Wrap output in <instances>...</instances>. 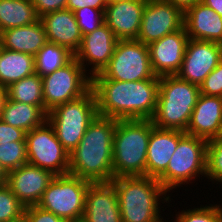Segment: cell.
<instances>
[{"label": "cell", "instance_id": "obj_1", "mask_svg": "<svg viewBox=\"0 0 222 222\" xmlns=\"http://www.w3.org/2000/svg\"><path fill=\"white\" fill-rule=\"evenodd\" d=\"M98 115L115 120L151 119L154 115L159 76L139 81L91 79Z\"/></svg>", "mask_w": 222, "mask_h": 222}, {"label": "cell", "instance_id": "obj_2", "mask_svg": "<svg viewBox=\"0 0 222 222\" xmlns=\"http://www.w3.org/2000/svg\"><path fill=\"white\" fill-rule=\"evenodd\" d=\"M116 121L97 115L89 124L78 146L70 152V175L91 183L111 182Z\"/></svg>", "mask_w": 222, "mask_h": 222}, {"label": "cell", "instance_id": "obj_3", "mask_svg": "<svg viewBox=\"0 0 222 222\" xmlns=\"http://www.w3.org/2000/svg\"><path fill=\"white\" fill-rule=\"evenodd\" d=\"M111 182L116 189L122 222H158L163 220V217L160 216L159 200L163 197L161 201L167 203L170 196L167 195V191L156 178L147 176L117 177L113 178Z\"/></svg>", "mask_w": 222, "mask_h": 222}, {"label": "cell", "instance_id": "obj_4", "mask_svg": "<svg viewBox=\"0 0 222 222\" xmlns=\"http://www.w3.org/2000/svg\"><path fill=\"white\" fill-rule=\"evenodd\" d=\"M151 119L117 120L113 137V178L146 176Z\"/></svg>", "mask_w": 222, "mask_h": 222}, {"label": "cell", "instance_id": "obj_5", "mask_svg": "<svg viewBox=\"0 0 222 222\" xmlns=\"http://www.w3.org/2000/svg\"><path fill=\"white\" fill-rule=\"evenodd\" d=\"M200 87L175 75L159 77L157 105L151 121L162 129L186 132Z\"/></svg>", "mask_w": 222, "mask_h": 222}, {"label": "cell", "instance_id": "obj_6", "mask_svg": "<svg viewBox=\"0 0 222 222\" xmlns=\"http://www.w3.org/2000/svg\"><path fill=\"white\" fill-rule=\"evenodd\" d=\"M97 115L95 94L90 89L82 97L56 106L47 113V120L54 128L60 143L70 153L78 146L89 124Z\"/></svg>", "mask_w": 222, "mask_h": 222}, {"label": "cell", "instance_id": "obj_7", "mask_svg": "<svg viewBox=\"0 0 222 222\" xmlns=\"http://www.w3.org/2000/svg\"><path fill=\"white\" fill-rule=\"evenodd\" d=\"M207 140L186 134L179 142L167 169L157 178L167 192L206 175Z\"/></svg>", "mask_w": 222, "mask_h": 222}, {"label": "cell", "instance_id": "obj_8", "mask_svg": "<svg viewBox=\"0 0 222 222\" xmlns=\"http://www.w3.org/2000/svg\"><path fill=\"white\" fill-rule=\"evenodd\" d=\"M90 183L70 174L57 175L37 205L60 218L81 222Z\"/></svg>", "mask_w": 222, "mask_h": 222}, {"label": "cell", "instance_id": "obj_9", "mask_svg": "<svg viewBox=\"0 0 222 222\" xmlns=\"http://www.w3.org/2000/svg\"><path fill=\"white\" fill-rule=\"evenodd\" d=\"M155 76L146 44L138 40H118L108 65L91 79L139 81Z\"/></svg>", "mask_w": 222, "mask_h": 222}, {"label": "cell", "instance_id": "obj_10", "mask_svg": "<svg viewBox=\"0 0 222 222\" xmlns=\"http://www.w3.org/2000/svg\"><path fill=\"white\" fill-rule=\"evenodd\" d=\"M41 78L46 114L58 105L82 97L91 89L90 75H86L75 58Z\"/></svg>", "mask_w": 222, "mask_h": 222}, {"label": "cell", "instance_id": "obj_11", "mask_svg": "<svg viewBox=\"0 0 222 222\" xmlns=\"http://www.w3.org/2000/svg\"><path fill=\"white\" fill-rule=\"evenodd\" d=\"M26 149L29 164L55 176L69 174L70 153L60 143L48 120L26 133Z\"/></svg>", "mask_w": 222, "mask_h": 222}, {"label": "cell", "instance_id": "obj_12", "mask_svg": "<svg viewBox=\"0 0 222 222\" xmlns=\"http://www.w3.org/2000/svg\"><path fill=\"white\" fill-rule=\"evenodd\" d=\"M184 26V13L165 0H147L137 40L146 45Z\"/></svg>", "mask_w": 222, "mask_h": 222}, {"label": "cell", "instance_id": "obj_13", "mask_svg": "<svg viewBox=\"0 0 222 222\" xmlns=\"http://www.w3.org/2000/svg\"><path fill=\"white\" fill-rule=\"evenodd\" d=\"M222 60V44L189 39L178 77L200 86Z\"/></svg>", "mask_w": 222, "mask_h": 222}, {"label": "cell", "instance_id": "obj_14", "mask_svg": "<svg viewBox=\"0 0 222 222\" xmlns=\"http://www.w3.org/2000/svg\"><path fill=\"white\" fill-rule=\"evenodd\" d=\"M188 41L189 37L183 26L180 30L148 44L153 73L159 77L175 75L183 62Z\"/></svg>", "mask_w": 222, "mask_h": 222}, {"label": "cell", "instance_id": "obj_15", "mask_svg": "<svg viewBox=\"0 0 222 222\" xmlns=\"http://www.w3.org/2000/svg\"><path fill=\"white\" fill-rule=\"evenodd\" d=\"M117 42L118 39L112 30L104 23L93 32L82 36L80 48L74 54V58L82 65L85 72L88 71L86 66L92 65L89 70L92 78L108 65Z\"/></svg>", "mask_w": 222, "mask_h": 222}, {"label": "cell", "instance_id": "obj_16", "mask_svg": "<svg viewBox=\"0 0 222 222\" xmlns=\"http://www.w3.org/2000/svg\"><path fill=\"white\" fill-rule=\"evenodd\" d=\"M55 175L29 163L9 172L6 185L25 206L37 205Z\"/></svg>", "mask_w": 222, "mask_h": 222}, {"label": "cell", "instance_id": "obj_17", "mask_svg": "<svg viewBox=\"0 0 222 222\" xmlns=\"http://www.w3.org/2000/svg\"><path fill=\"white\" fill-rule=\"evenodd\" d=\"M146 2L126 0L107 4L104 21L118 40H137Z\"/></svg>", "mask_w": 222, "mask_h": 222}, {"label": "cell", "instance_id": "obj_18", "mask_svg": "<svg viewBox=\"0 0 222 222\" xmlns=\"http://www.w3.org/2000/svg\"><path fill=\"white\" fill-rule=\"evenodd\" d=\"M81 222H122L112 182L90 183Z\"/></svg>", "mask_w": 222, "mask_h": 222}, {"label": "cell", "instance_id": "obj_19", "mask_svg": "<svg viewBox=\"0 0 222 222\" xmlns=\"http://www.w3.org/2000/svg\"><path fill=\"white\" fill-rule=\"evenodd\" d=\"M186 135L175 129H162L153 125L149 137L146 176L158 178L168 166L178 142Z\"/></svg>", "mask_w": 222, "mask_h": 222}, {"label": "cell", "instance_id": "obj_20", "mask_svg": "<svg viewBox=\"0 0 222 222\" xmlns=\"http://www.w3.org/2000/svg\"><path fill=\"white\" fill-rule=\"evenodd\" d=\"M221 123L222 97L200 93L185 133L208 141L218 137Z\"/></svg>", "mask_w": 222, "mask_h": 222}, {"label": "cell", "instance_id": "obj_21", "mask_svg": "<svg viewBox=\"0 0 222 222\" xmlns=\"http://www.w3.org/2000/svg\"><path fill=\"white\" fill-rule=\"evenodd\" d=\"M47 41L67 48L75 54L81 45L82 34L75 19L74 13L69 9L54 11L40 17Z\"/></svg>", "mask_w": 222, "mask_h": 222}, {"label": "cell", "instance_id": "obj_22", "mask_svg": "<svg viewBox=\"0 0 222 222\" xmlns=\"http://www.w3.org/2000/svg\"><path fill=\"white\" fill-rule=\"evenodd\" d=\"M184 27L189 39L222 44V17L203 2L184 13Z\"/></svg>", "mask_w": 222, "mask_h": 222}, {"label": "cell", "instance_id": "obj_23", "mask_svg": "<svg viewBox=\"0 0 222 222\" xmlns=\"http://www.w3.org/2000/svg\"><path fill=\"white\" fill-rule=\"evenodd\" d=\"M47 42L46 32L40 19L30 25L0 32L1 48L27 53L33 56H35Z\"/></svg>", "mask_w": 222, "mask_h": 222}, {"label": "cell", "instance_id": "obj_24", "mask_svg": "<svg viewBox=\"0 0 222 222\" xmlns=\"http://www.w3.org/2000/svg\"><path fill=\"white\" fill-rule=\"evenodd\" d=\"M35 56L0 47V86L7 88L35 73Z\"/></svg>", "mask_w": 222, "mask_h": 222}, {"label": "cell", "instance_id": "obj_25", "mask_svg": "<svg viewBox=\"0 0 222 222\" xmlns=\"http://www.w3.org/2000/svg\"><path fill=\"white\" fill-rule=\"evenodd\" d=\"M0 119L26 133L42 125L47 120V114L39 107L7 99L2 109Z\"/></svg>", "mask_w": 222, "mask_h": 222}, {"label": "cell", "instance_id": "obj_26", "mask_svg": "<svg viewBox=\"0 0 222 222\" xmlns=\"http://www.w3.org/2000/svg\"><path fill=\"white\" fill-rule=\"evenodd\" d=\"M31 0H0V32L39 20Z\"/></svg>", "mask_w": 222, "mask_h": 222}, {"label": "cell", "instance_id": "obj_27", "mask_svg": "<svg viewBox=\"0 0 222 222\" xmlns=\"http://www.w3.org/2000/svg\"><path fill=\"white\" fill-rule=\"evenodd\" d=\"M6 93L9 100L39 106L45 112L42 78L36 72L9 85Z\"/></svg>", "mask_w": 222, "mask_h": 222}, {"label": "cell", "instance_id": "obj_28", "mask_svg": "<svg viewBox=\"0 0 222 222\" xmlns=\"http://www.w3.org/2000/svg\"><path fill=\"white\" fill-rule=\"evenodd\" d=\"M74 58L67 48L47 42L35 55V71L41 77L65 66Z\"/></svg>", "mask_w": 222, "mask_h": 222}, {"label": "cell", "instance_id": "obj_29", "mask_svg": "<svg viewBox=\"0 0 222 222\" xmlns=\"http://www.w3.org/2000/svg\"><path fill=\"white\" fill-rule=\"evenodd\" d=\"M25 206L5 183L0 184V222H23Z\"/></svg>", "mask_w": 222, "mask_h": 222}, {"label": "cell", "instance_id": "obj_30", "mask_svg": "<svg viewBox=\"0 0 222 222\" xmlns=\"http://www.w3.org/2000/svg\"><path fill=\"white\" fill-rule=\"evenodd\" d=\"M27 163L26 141H11L0 144V164L8 172Z\"/></svg>", "mask_w": 222, "mask_h": 222}, {"label": "cell", "instance_id": "obj_31", "mask_svg": "<svg viewBox=\"0 0 222 222\" xmlns=\"http://www.w3.org/2000/svg\"><path fill=\"white\" fill-rule=\"evenodd\" d=\"M205 177L222 183V138L216 137L207 141Z\"/></svg>", "mask_w": 222, "mask_h": 222}, {"label": "cell", "instance_id": "obj_32", "mask_svg": "<svg viewBox=\"0 0 222 222\" xmlns=\"http://www.w3.org/2000/svg\"><path fill=\"white\" fill-rule=\"evenodd\" d=\"M200 206V208L182 210L176 214L175 222H222V208L220 205Z\"/></svg>", "mask_w": 222, "mask_h": 222}, {"label": "cell", "instance_id": "obj_33", "mask_svg": "<svg viewBox=\"0 0 222 222\" xmlns=\"http://www.w3.org/2000/svg\"><path fill=\"white\" fill-rule=\"evenodd\" d=\"M104 11L105 9H94L86 6L73 12L82 36L93 32L105 23Z\"/></svg>", "mask_w": 222, "mask_h": 222}, {"label": "cell", "instance_id": "obj_34", "mask_svg": "<svg viewBox=\"0 0 222 222\" xmlns=\"http://www.w3.org/2000/svg\"><path fill=\"white\" fill-rule=\"evenodd\" d=\"M199 87L201 94L222 97V60Z\"/></svg>", "mask_w": 222, "mask_h": 222}, {"label": "cell", "instance_id": "obj_35", "mask_svg": "<svg viewBox=\"0 0 222 222\" xmlns=\"http://www.w3.org/2000/svg\"><path fill=\"white\" fill-rule=\"evenodd\" d=\"M23 222H75L71 219L60 218L38 205L25 207Z\"/></svg>", "mask_w": 222, "mask_h": 222}, {"label": "cell", "instance_id": "obj_36", "mask_svg": "<svg viewBox=\"0 0 222 222\" xmlns=\"http://www.w3.org/2000/svg\"><path fill=\"white\" fill-rule=\"evenodd\" d=\"M14 141H26V132L8 125L0 119V144Z\"/></svg>", "mask_w": 222, "mask_h": 222}, {"label": "cell", "instance_id": "obj_37", "mask_svg": "<svg viewBox=\"0 0 222 222\" xmlns=\"http://www.w3.org/2000/svg\"><path fill=\"white\" fill-rule=\"evenodd\" d=\"M36 13L40 17L45 14L66 9L67 0H31Z\"/></svg>", "mask_w": 222, "mask_h": 222}, {"label": "cell", "instance_id": "obj_38", "mask_svg": "<svg viewBox=\"0 0 222 222\" xmlns=\"http://www.w3.org/2000/svg\"><path fill=\"white\" fill-rule=\"evenodd\" d=\"M107 4L106 0H67L66 9L72 12L86 6L94 9H105Z\"/></svg>", "mask_w": 222, "mask_h": 222}, {"label": "cell", "instance_id": "obj_39", "mask_svg": "<svg viewBox=\"0 0 222 222\" xmlns=\"http://www.w3.org/2000/svg\"><path fill=\"white\" fill-rule=\"evenodd\" d=\"M172 3L176 8H179L183 13L190 9L195 4L201 2V0H165Z\"/></svg>", "mask_w": 222, "mask_h": 222}, {"label": "cell", "instance_id": "obj_40", "mask_svg": "<svg viewBox=\"0 0 222 222\" xmlns=\"http://www.w3.org/2000/svg\"><path fill=\"white\" fill-rule=\"evenodd\" d=\"M201 2L213 9L222 17V0H201Z\"/></svg>", "mask_w": 222, "mask_h": 222}, {"label": "cell", "instance_id": "obj_41", "mask_svg": "<svg viewBox=\"0 0 222 222\" xmlns=\"http://www.w3.org/2000/svg\"><path fill=\"white\" fill-rule=\"evenodd\" d=\"M6 100H7L6 88L0 86V117Z\"/></svg>", "mask_w": 222, "mask_h": 222}, {"label": "cell", "instance_id": "obj_42", "mask_svg": "<svg viewBox=\"0 0 222 222\" xmlns=\"http://www.w3.org/2000/svg\"><path fill=\"white\" fill-rule=\"evenodd\" d=\"M9 172L4 168L2 164H0V184L6 183Z\"/></svg>", "mask_w": 222, "mask_h": 222}, {"label": "cell", "instance_id": "obj_43", "mask_svg": "<svg viewBox=\"0 0 222 222\" xmlns=\"http://www.w3.org/2000/svg\"><path fill=\"white\" fill-rule=\"evenodd\" d=\"M107 3H113V2H120V1H126V0H106Z\"/></svg>", "mask_w": 222, "mask_h": 222}, {"label": "cell", "instance_id": "obj_44", "mask_svg": "<svg viewBox=\"0 0 222 222\" xmlns=\"http://www.w3.org/2000/svg\"><path fill=\"white\" fill-rule=\"evenodd\" d=\"M218 138H222V123H221V129H220V132L218 134Z\"/></svg>", "mask_w": 222, "mask_h": 222}]
</instances>
